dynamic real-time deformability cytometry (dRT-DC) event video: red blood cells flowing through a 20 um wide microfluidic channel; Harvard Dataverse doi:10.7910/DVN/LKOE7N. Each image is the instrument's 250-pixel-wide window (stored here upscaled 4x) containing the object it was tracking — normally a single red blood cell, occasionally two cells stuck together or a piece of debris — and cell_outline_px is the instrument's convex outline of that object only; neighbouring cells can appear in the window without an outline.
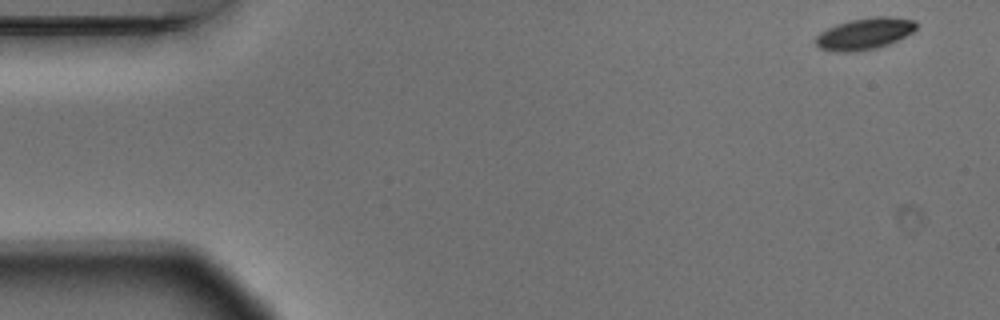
{"species": "Egyptian fruit bat (a non-hibernating species)", "species_latin": "Rousettus aegyptiacus", "temperature_condition": "warm", "stored_images_in_passage": 7, "camera_frame_rate_fps": 3000, "um_per_image_px": 0.085, "animal": {"sex": "male"}, "frame": {"image": 1, "passage_image": 1, "time_ms": 0.0, "image_size_px": [1000, 320], "cell_outline_px": [[916, 28], [912, 32], [888, 44], [872, 48], [852, 52], [836, 52], [820, 48], [816, 44], [816, 36], [820, 32], [836, 24], [852, 20], [876, 16], [888, 16], [916, 20]], "centroid_in_image_um": [73.47, 2.85], "position_along_channel_um": 11.5, "area_um2": 18.21}}
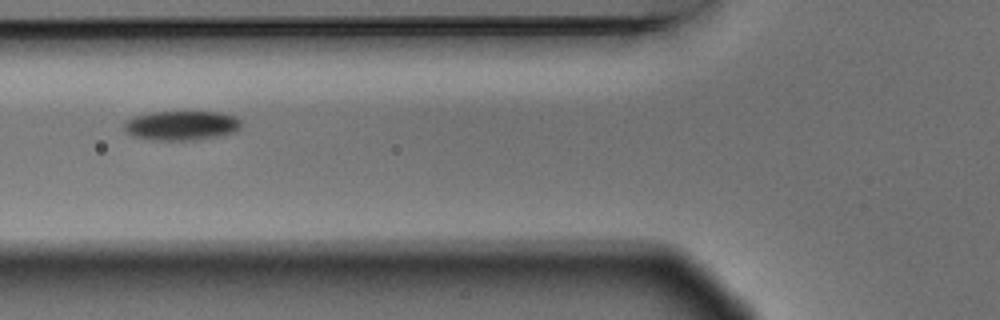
{"frame": {"image": 2, "passage_image": 6, "time_ms": 1.667, "image_size_px": [1000, 320], "cell_outline_px": [[240, 128], [236, 132], [216, 136], [192, 140], [156, 140], [136, 136], [128, 132], [124, 128], [124, 120], [132, 116], [152, 112], [220, 112], [236, 116], [240, 120]], "centroid_in_image_um": [15.43, 10.65], "position_along_channel_um": 110.4, "area_um2": 20.0}}
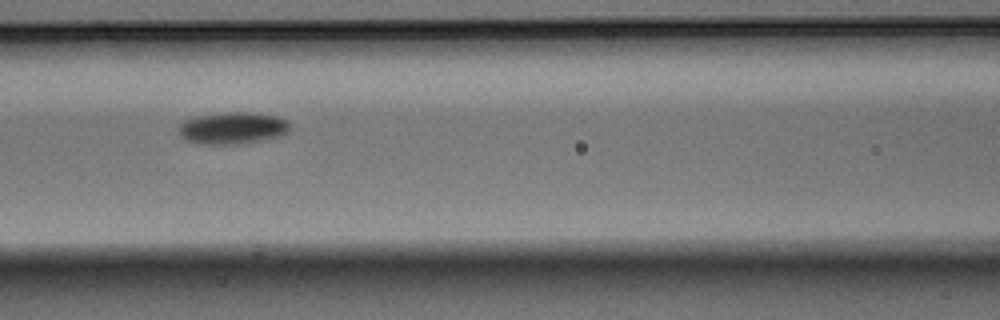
{"frame": {"image": 3, "passage_image": 7, "time_ms": 2.0, "image_size_px": [1000, 320], "cell_outline_px": [[292, 124], [288, 132], [284, 136], [264, 140], [240, 144], [200, 144], [184, 140], [176, 132], [176, 128], [184, 120], [200, 116], [224, 112], [252, 112], [276, 116], [288, 120]], "centroid_in_image_um": [19.79, 10.9], "position_along_channel_um": 146.8, "area_um2": 21.27}}